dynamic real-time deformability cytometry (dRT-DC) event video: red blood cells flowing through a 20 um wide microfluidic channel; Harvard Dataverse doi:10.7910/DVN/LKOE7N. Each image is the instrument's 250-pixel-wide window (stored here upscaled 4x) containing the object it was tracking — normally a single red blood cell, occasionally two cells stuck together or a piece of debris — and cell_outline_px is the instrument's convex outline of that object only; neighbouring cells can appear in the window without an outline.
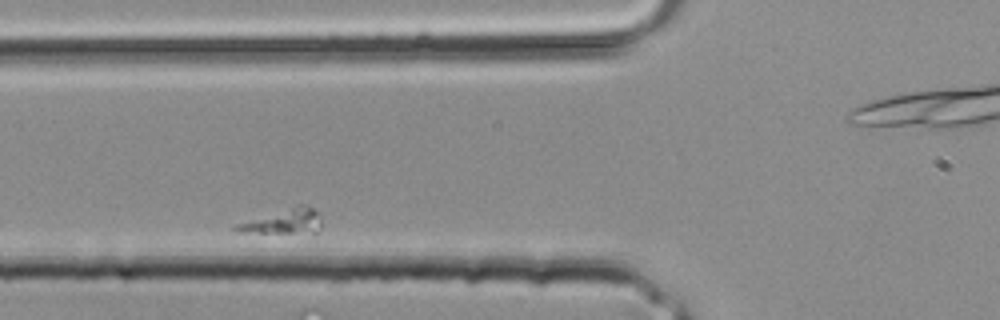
{"species": "common noctule bat (a hibernating species)", "species_latin": "Nyctalus noctula", "temperature_condition": "room temperature", "stored_images_in_passage": 22, "camera_frame_rate_fps": 3000, "um_per_image_px": 0.085, "animal": {"sex": "male", "body_mass_g": 20.4}, "frame": {"image": 1, "passage_image": 5, "time_ms": 1.333, "image_size_px": [1000, 320], "cell_outline_px": [[320, 228], [316, 232], [236, 232], [232, 228], [236, 224], [296, 204], [308, 204], [320, 212]], "centroid_in_image_um": [24.14, 18.78], "position_along_channel_um": 101.7, "area_um2": 12.37}}
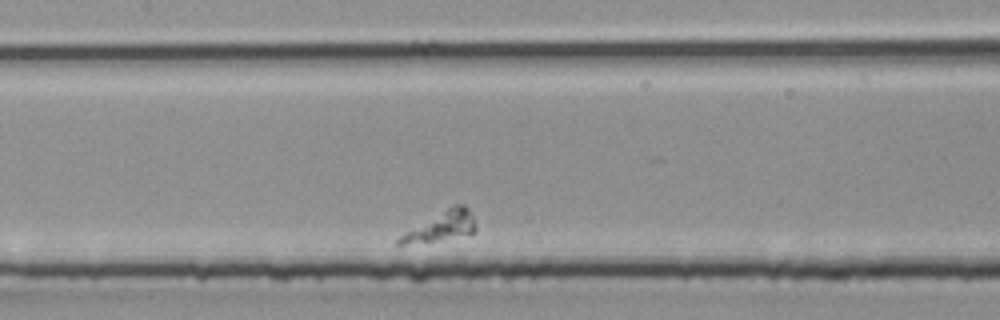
{"frame": {"image": 2, "passage_image": 9, "time_ms": 2.667, "image_size_px": [1000, 320], "cell_outline_px": [[476, 232], [432, 240], [404, 244], [396, 244], [396, 240], [400, 236], [452, 204], [464, 204], [468, 208], [476, 224]], "centroid_in_image_um": [37.56, 19.19], "position_along_channel_um": 169.8, "area_um2": 12.43}}
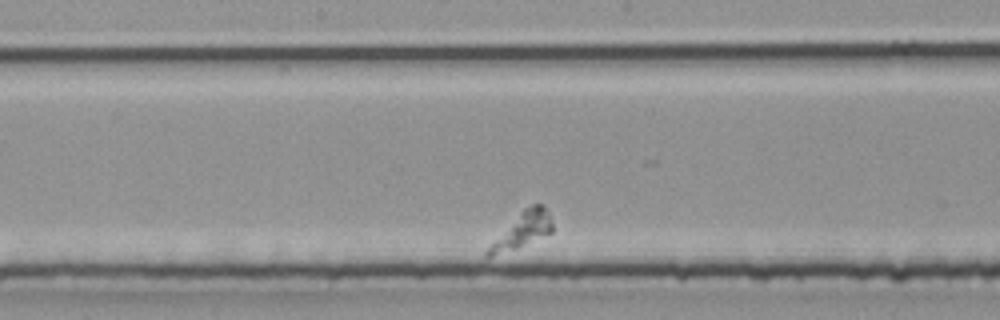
{"frame": {"image": 3, "passage_image": 11, "time_ms": 3.333, "image_size_px": [1000, 320], "cell_outline_px": [[552, 232], [492, 256], [484, 256], [484, 252], [492, 240], [524, 208], [532, 204], [544, 204], [548, 212], [552, 224]], "centroid_in_image_um": [44.36, 19.52], "position_along_channel_um": 203.8, "area_um2": 12.66}}